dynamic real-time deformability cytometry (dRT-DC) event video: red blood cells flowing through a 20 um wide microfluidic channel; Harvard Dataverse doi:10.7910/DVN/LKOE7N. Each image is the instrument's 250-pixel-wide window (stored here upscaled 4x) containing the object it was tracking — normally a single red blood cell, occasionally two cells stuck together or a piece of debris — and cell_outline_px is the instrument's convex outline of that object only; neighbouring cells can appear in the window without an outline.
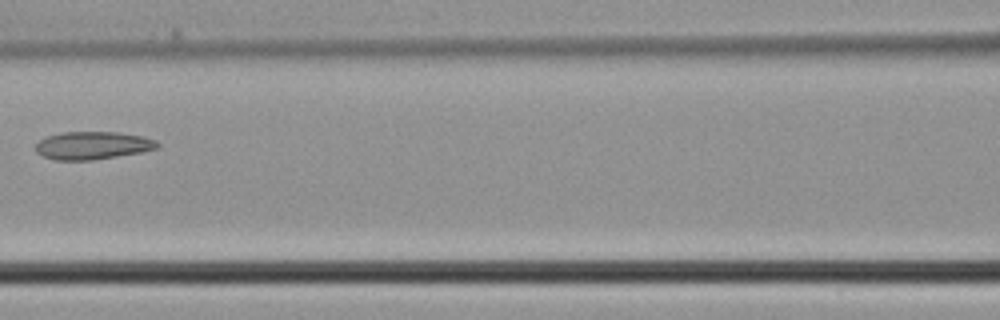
{"species": "common noctule bat (a hibernating species)", "species_latin": "Nyctalus noctula", "temperature_condition": "cold", "stored_images_in_passage": 4, "camera_frame_rate_fps": 3000, "um_per_image_px": 0.085, "animal": {"sex": "male", "body_mass_g": 21.5, "forearm_length_mm": 52.0}, "frame": {"image": 1, "passage_image": 4, "time_ms": 1.0, "image_size_px": [1000, 320], "cell_outline_px": [[160, 148], [140, 152], [92, 160], [56, 160], [44, 156], [36, 152], [36, 144], [44, 136], [64, 132], [116, 132], [144, 136], [156, 140], [160, 144]], "centroid_in_image_um": [7.89, 12.35], "position_along_channel_um": 158.7, "area_um2": 19.77}}